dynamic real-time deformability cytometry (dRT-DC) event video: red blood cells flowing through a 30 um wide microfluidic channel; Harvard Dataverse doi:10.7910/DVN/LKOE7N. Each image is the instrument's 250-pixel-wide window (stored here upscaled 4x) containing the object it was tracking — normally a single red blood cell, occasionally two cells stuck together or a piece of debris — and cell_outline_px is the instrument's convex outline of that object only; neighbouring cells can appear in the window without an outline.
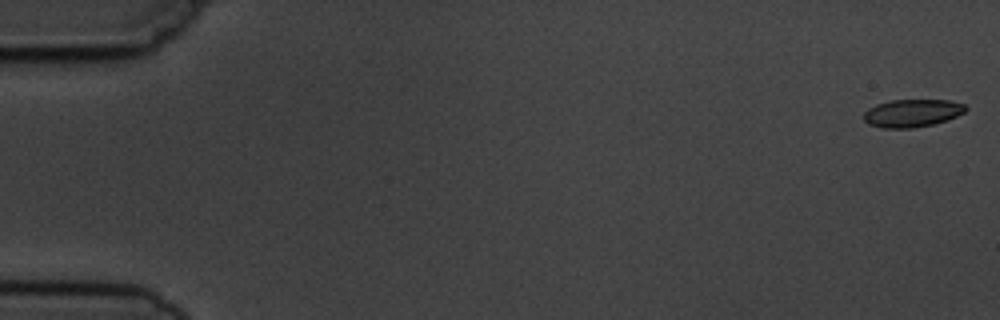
{"species": "common noctule bat (a hibernating species)", "species_latin": "Nyctalus noctula", "temperature_condition": "cold", "stored_images_in_passage": 6, "camera_frame_rate_fps": 3000, "um_per_image_px": 0.085, "animal": {"sex": "male", "body_mass_g": 19.5, "forearm_length_mm": 54.6}, "frame": {"image": 1, "passage_image": 1, "time_ms": 0.0, "image_size_px": [1000, 320], "cell_outline_px": [[968, 108], [964, 112], [948, 120], [932, 124], [912, 128], [884, 128], [868, 124], [864, 120], [864, 112], [868, 108], [876, 104], [892, 100], [948, 100], [964, 104]], "centroid_in_image_um": [77.53, 9.61], "position_along_channel_um": 7.5, "area_um2": 16.47}}
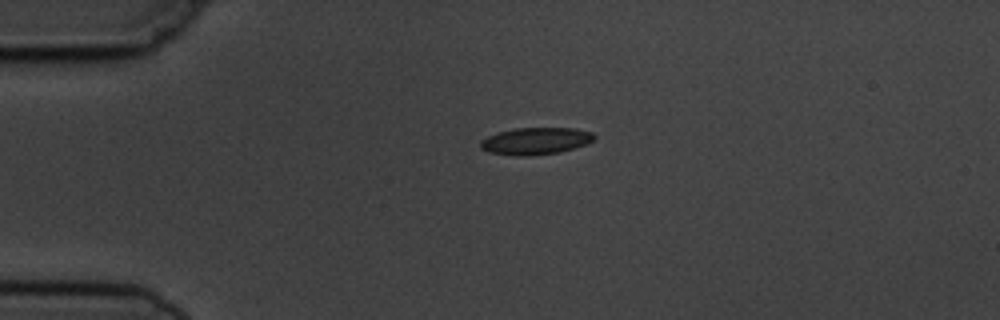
{"frame": {"image": 2, "passage_image": 4, "time_ms": 4.0, "image_size_px": [1000, 320], "cell_outline_px": [[596, 140], [560, 152], [528, 156], [516, 156], [488, 152], [480, 148], [480, 140], [496, 132], [516, 128], [576, 128], [592, 132], [596, 136]], "centroid_in_image_um": [45.51, 11.98], "position_along_channel_um": 39.5, "area_um2": 18.03}}
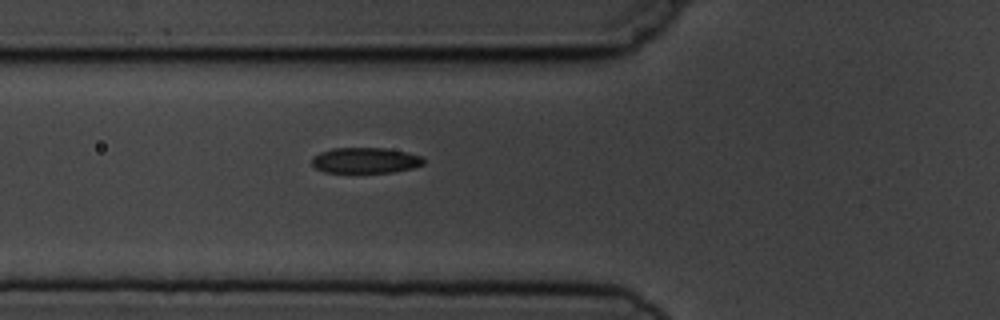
{"frame": {"image": 3, "passage_image": 6, "time_ms": 6.333, "image_size_px": [1000, 320], "cell_outline_px": [[424, 164], [412, 168], [392, 172], [324, 172], [316, 168], [312, 164], [312, 156], [320, 152], [332, 148], [384, 148], [408, 152], [424, 156]], "centroid_in_image_um": [31.07, 13.62], "position_along_channel_um": 94.7, "area_um2": 16.76}}